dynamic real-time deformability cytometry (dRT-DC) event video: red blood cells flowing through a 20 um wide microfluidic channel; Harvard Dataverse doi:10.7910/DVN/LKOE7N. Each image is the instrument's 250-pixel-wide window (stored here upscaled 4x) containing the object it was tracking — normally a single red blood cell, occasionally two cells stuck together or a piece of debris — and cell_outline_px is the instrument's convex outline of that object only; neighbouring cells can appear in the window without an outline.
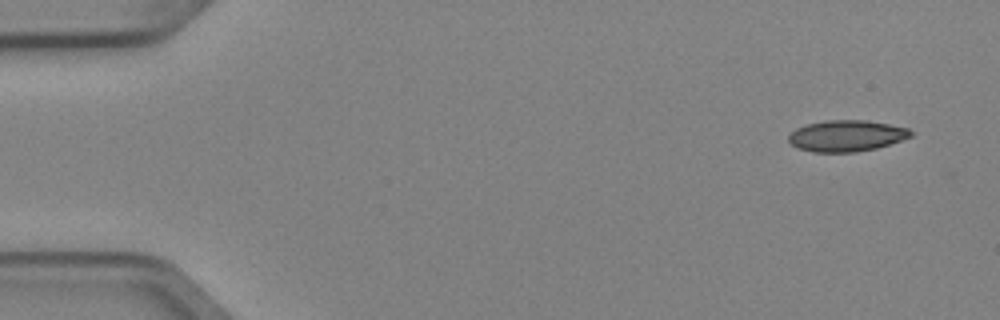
{"species": "Egyptian fruit bat (a non-hibernating species)", "species_latin": "Rousettus aegyptiacus", "temperature_condition": "cold", "stored_images_in_passage": 6, "camera_frame_rate_fps": 3000, "um_per_image_px": 0.085, "animal": {"sex": "female"}, "frame": {"image": 1, "passage_image": 1, "time_ms": 0.0, "image_size_px": [1000, 320], "cell_outline_px": [[912, 136], [876, 148], [856, 152], [812, 152], [800, 148], [792, 144], [788, 140], [788, 136], [796, 128], [808, 124], [828, 120], [864, 120], [888, 124], [908, 128], [912, 132]], "centroid_in_image_um": [71.94, 11.54], "position_along_channel_um": 13.1, "area_um2": 21.96}}
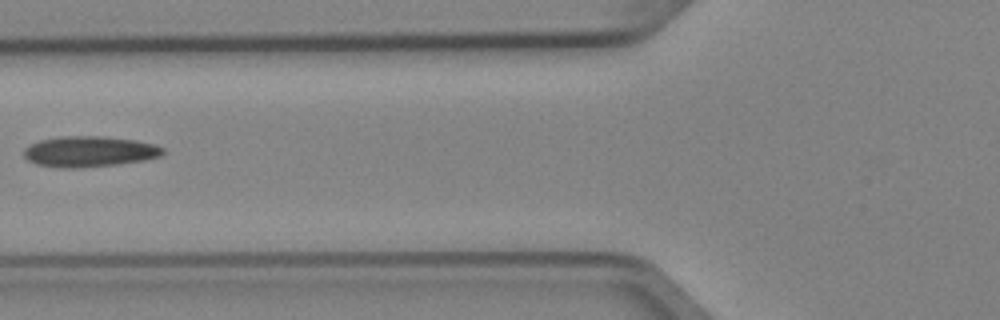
{"frame": {"image": 2, "passage_image": 5, "time_ms": 1.333, "image_size_px": [1000, 320], "cell_outline_px": [[164, 152], [160, 156], [144, 160], [116, 164], [80, 168], [56, 168], [36, 164], [28, 160], [24, 156], [24, 148], [40, 140], [60, 136], [104, 136], [132, 140], [156, 144], [164, 148]], "centroid_in_image_um": [7.58, 12.88], "position_along_channel_um": 118.2, "area_um2": 24.91}}
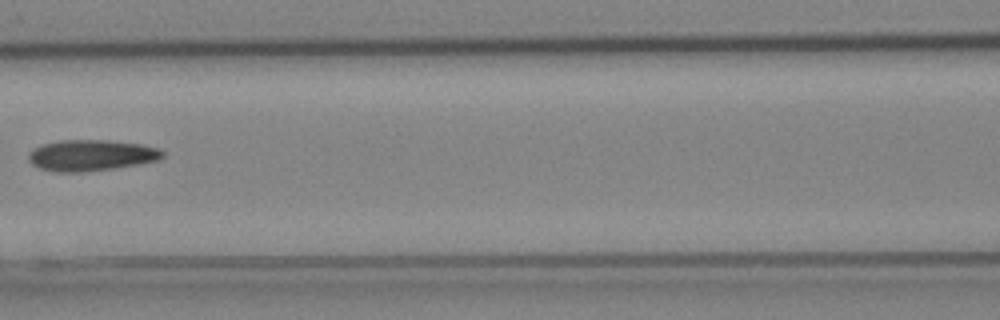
{"frame": {"image": 3, "passage_image": 6, "time_ms": 1.667, "image_size_px": [1000, 320], "cell_outline_px": [[164, 156], [156, 160], [136, 164], [112, 168], [76, 172], [56, 172], [40, 168], [32, 164], [28, 160], [28, 156], [36, 148], [44, 144], [60, 140], [108, 140], [140, 144], [156, 148], [164, 152]], "centroid_in_image_um": [7.73, 13.19], "position_along_channel_um": 158.9, "area_um2": 23.76}}